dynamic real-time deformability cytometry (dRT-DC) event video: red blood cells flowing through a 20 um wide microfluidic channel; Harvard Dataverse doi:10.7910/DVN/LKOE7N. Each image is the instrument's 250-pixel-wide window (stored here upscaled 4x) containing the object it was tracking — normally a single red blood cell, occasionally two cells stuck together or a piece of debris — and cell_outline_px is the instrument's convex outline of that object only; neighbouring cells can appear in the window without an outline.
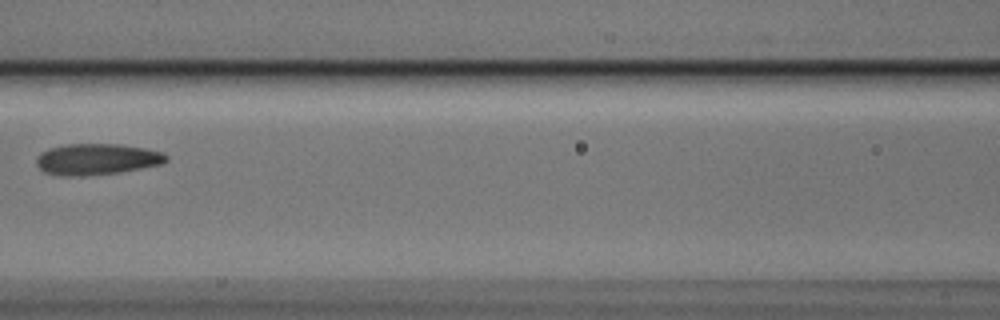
{"species": "Egyptian fruit bat (a non-hibernating species)", "species_latin": "Rousettus aegyptiacus", "temperature_condition": "cold", "stored_images_in_passage": 7, "camera_frame_rate_fps": 3000, "um_per_image_px": 0.085, "animal": {"sex": "male"}, "frame": {"image": 1, "passage_image": 7, "time_ms": 2.0, "image_size_px": [1000, 320], "cell_outline_px": [[168, 160], [164, 164], [116, 172], [84, 176], [60, 176], [44, 172], [36, 164], [36, 156], [40, 152], [48, 148], [68, 144], [120, 144], [144, 148], [164, 152], [168, 156]], "centroid_in_image_um": [8.22, 13.53], "position_along_channel_um": 158.4, "area_um2": 23.76}}